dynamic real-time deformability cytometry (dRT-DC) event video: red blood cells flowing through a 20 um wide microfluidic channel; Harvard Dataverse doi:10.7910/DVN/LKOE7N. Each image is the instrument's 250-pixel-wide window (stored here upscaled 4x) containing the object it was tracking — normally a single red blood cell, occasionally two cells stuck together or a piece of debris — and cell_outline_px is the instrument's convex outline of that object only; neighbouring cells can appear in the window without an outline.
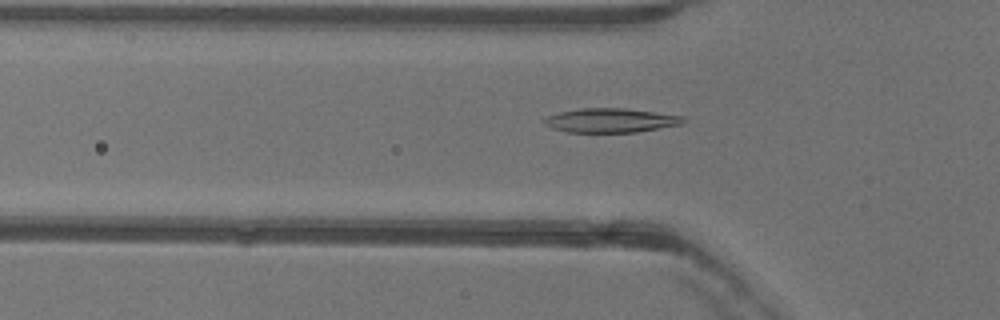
{"species": "common noctule bat (a hibernating species)", "species_latin": "Nyctalus noctula", "temperature_condition": "warm", "stored_images_in_passage": 49, "camera_frame_rate_fps": 3000, "um_per_image_px": 0.085, "animal": {"sex": "female"}, "frame": {"image": 1, "passage_image": 14, "time_ms": 4.333, "image_size_px": [1000, 320], "cell_outline_px": [[688, 120], [684, 124], [636, 132], [568, 132], [552, 128], [544, 124], [544, 120], [548, 116], [560, 112], [580, 108], [624, 108], [684, 116]], "centroid_in_image_um": [51.96, 10.23], "position_along_channel_um": 73.8, "area_um2": 19.59}}
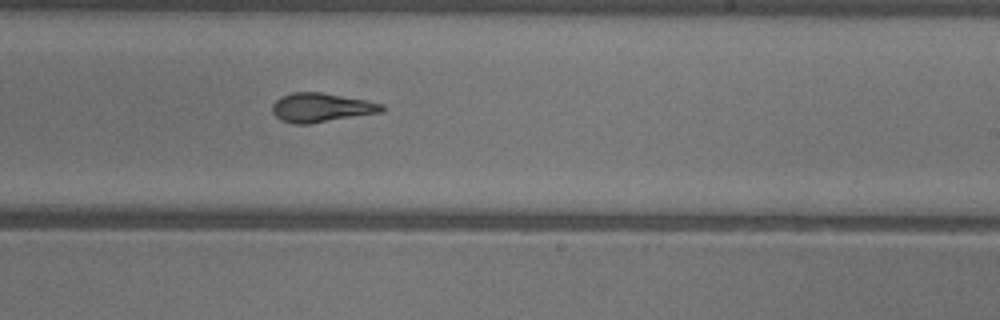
{"frame": {"image": 2, "passage_image": 28, "time_ms": 9.0, "image_size_px": [1000, 320], "cell_outline_px": [[384, 112], [308, 124], [296, 124], [280, 120], [272, 112], [272, 104], [280, 96], [292, 92], [324, 92], [368, 100], [384, 104]], "centroid_in_image_um": [27.32, 9.13], "position_along_channel_um": 261.7, "area_um2": 18.84}}
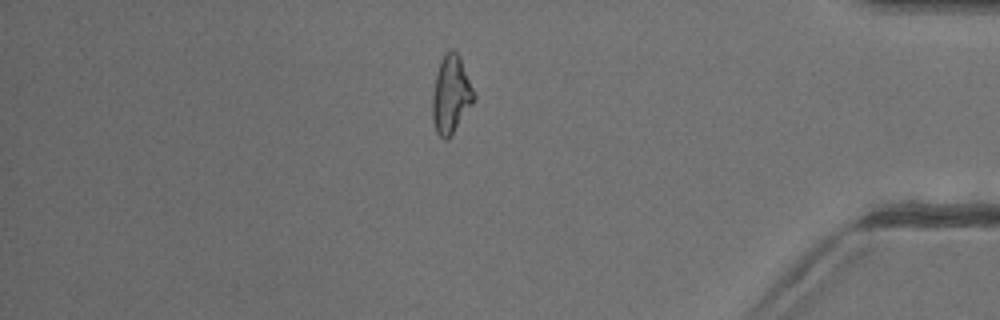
{"frame": {"image": 3, "passage_image": 41, "time_ms": 13.333, "image_size_px": [1000, 320], "cell_outline_px": [[476, 100], [448, 140], [444, 140], [436, 132], [432, 116], [432, 96], [436, 72], [440, 60], [452, 48], [460, 56], [476, 96]], "centroid_in_image_um": [38.34, 8.06], "position_along_channel_um": 396.9, "area_um2": 18.96}, "authors_computed_cell_mechanics": {"area_um2": 18.8428, "velocity_mm_per_s": 4.0023, "shape_relaxation_time_tau1_ms": 5.9544, "shape_relaxation_time_tau2_ms": 2.6424, "deformation_change_tau1": 0.2023, "deformation_change_tau2": 0.1044}}